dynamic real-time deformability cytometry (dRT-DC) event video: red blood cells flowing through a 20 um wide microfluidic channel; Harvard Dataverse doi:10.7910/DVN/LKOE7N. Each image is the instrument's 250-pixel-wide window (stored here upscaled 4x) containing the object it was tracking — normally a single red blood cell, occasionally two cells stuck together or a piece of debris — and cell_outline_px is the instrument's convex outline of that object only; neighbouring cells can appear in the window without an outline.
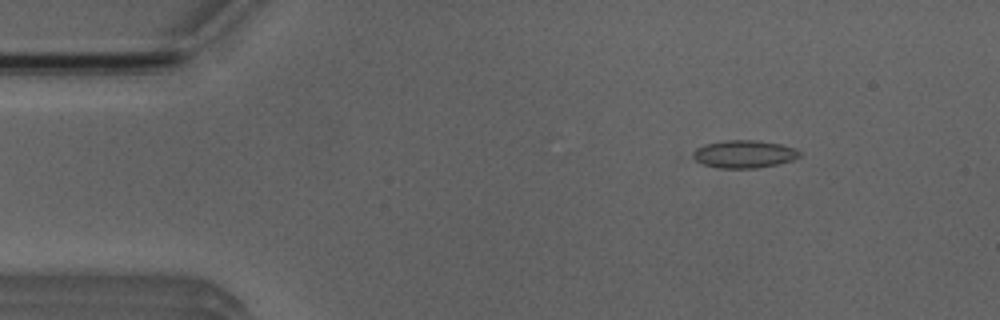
{"species": "Egyptian fruit bat (a non-hibernating species)", "species_latin": "Rousettus aegyptiacus", "temperature_condition": "room temperature", "stored_images_in_passage": 4, "camera_frame_rate_fps": 3000, "um_per_image_px": 0.085, "animal": {"sex": "male"}, "frame": {"image": 1, "passage_image": 2, "time_ms": 1.333, "image_size_px": [1000, 320], "cell_outline_px": [[800, 156], [792, 160], [776, 164], [756, 168], [716, 168], [704, 164], [688, 156], [696, 148], [704, 144], [724, 140], [756, 140], [780, 144], [796, 148], [800, 152]], "centroid_in_image_um": [63.2, 13.09], "position_along_channel_um": 21.8, "area_um2": 17.34}}